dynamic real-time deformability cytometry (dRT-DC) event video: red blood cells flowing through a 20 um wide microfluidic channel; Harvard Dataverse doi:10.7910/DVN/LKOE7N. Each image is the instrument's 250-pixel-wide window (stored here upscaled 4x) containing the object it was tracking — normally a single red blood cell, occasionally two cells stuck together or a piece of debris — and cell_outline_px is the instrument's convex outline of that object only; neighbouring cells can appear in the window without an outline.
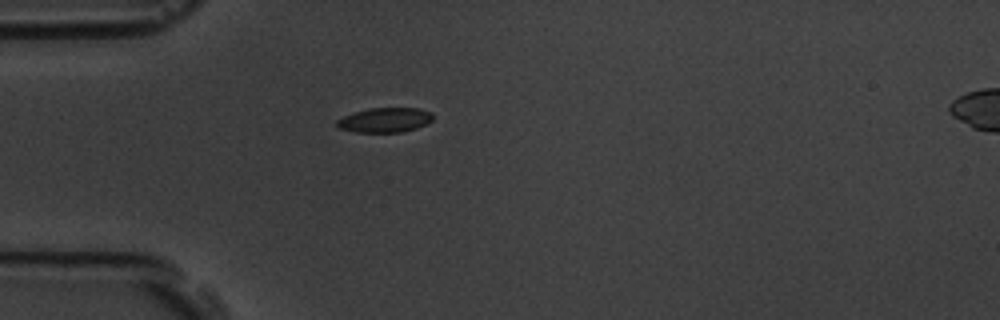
{"species": "common noctule bat (a hibernating species)", "species_latin": "Nyctalus noctula", "temperature_condition": "room temperature", "stored_images_in_passage": 1, "camera_frame_rate_fps": 3000, "um_per_image_px": 0.085, "animal": {"sex": "male", "body_mass_g": 19.5, "forearm_length_mm": 54.6}, "frame": {"image": 1, "passage_image": 1, "time_ms": 0.0, "image_size_px": [1000, 320], "cell_outline_px": [[432, 120], [416, 128], [404, 132], [356, 132], [340, 128], [336, 124], [336, 120], [344, 116], [368, 108], [416, 108], [432, 112]], "centroid_in_image_um": [32.71, 10.2], "position_along_channel_um": 52.3, "area_um2": 13.64}}